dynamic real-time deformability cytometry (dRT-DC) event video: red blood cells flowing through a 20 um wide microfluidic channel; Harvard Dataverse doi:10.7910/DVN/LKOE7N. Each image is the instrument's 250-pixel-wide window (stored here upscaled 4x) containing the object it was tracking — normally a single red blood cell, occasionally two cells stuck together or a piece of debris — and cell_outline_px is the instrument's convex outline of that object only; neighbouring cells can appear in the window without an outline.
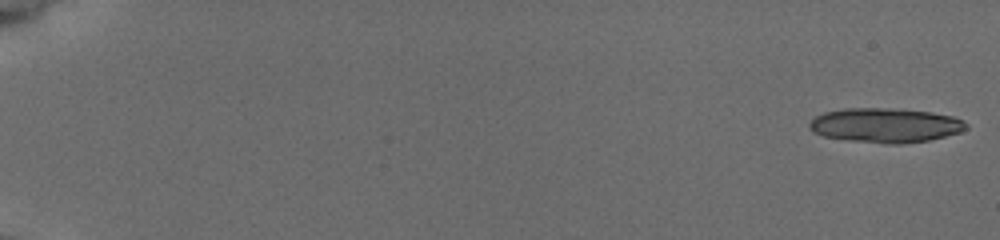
{"species": "common noctule bat (a hibernating species)", "species_latin": "Nyctalus noctula", "temperature_condition": "cold", "stored_images_in_passage": 21, "camera_frame_rate_fps": 3000, "um_per_image_px": 0.085, "animal": {"sex": "female", "body_mass_g": 19.5, "forearm_length_mm": 54.1}, "frame": {"image": 1, "passage_image": 1, "time_ms": 0.0, "image_size_px": [1000, 240], "cell_outline_px": [[968, 128], [960, 132], [928, 140], [904, 144], [884, 144], [848, 140], [824, 136], [812, 132], [808, 128], [808, 124], [816, 116], [824, 112], [844, 108], [888, 108], [932, 112], [952, 116], [964, 120], [968, 124]], "centroid_in_image_um": [75.25, 10.65], "position_along_channel_um": 9.7, "area_um2": 31.67}}